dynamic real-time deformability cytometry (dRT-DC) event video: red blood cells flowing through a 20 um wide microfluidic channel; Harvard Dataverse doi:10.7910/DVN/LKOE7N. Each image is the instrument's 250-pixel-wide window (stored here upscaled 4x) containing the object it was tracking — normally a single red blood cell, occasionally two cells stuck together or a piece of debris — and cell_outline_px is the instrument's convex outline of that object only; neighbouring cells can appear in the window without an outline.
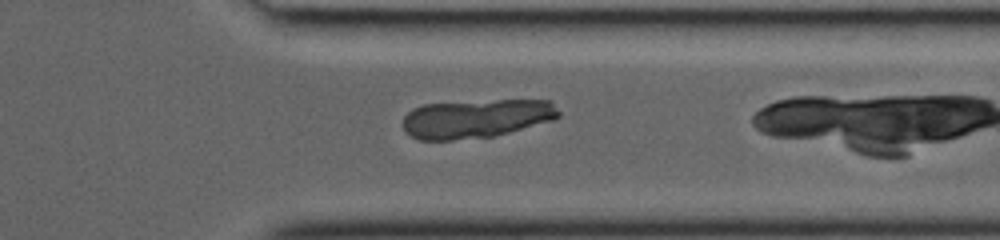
{"species": "common noctule bat (a hibernating species)", "species_latin": "Nyctalus noctula", "temperature_condition": "room temperature", "stored_images_in_passage": 21, "camera_frame_rate_fps": 3000, "um_per_image_px": 0.085, "animal": {"sex": "female", "body_mass_g": 19.0, "forearm_length_mm": 53.3}, "frame": {"image": 1, "passage_image": 18, "time_ms": 5.667, "image_size_px": [1000, 240], "cell_outline_px": [[560, 116], [556, 120], [496, 136], [452, 140], [420, 140], [404, 132], [404, 116], [412, 108], [424, 104], [496, 100], [552, 100], [560, 112]], "centroid_in_image_um": [40.53, 10.08], "position_along_channel_um": 370.9, "area_um2": 35.55}}